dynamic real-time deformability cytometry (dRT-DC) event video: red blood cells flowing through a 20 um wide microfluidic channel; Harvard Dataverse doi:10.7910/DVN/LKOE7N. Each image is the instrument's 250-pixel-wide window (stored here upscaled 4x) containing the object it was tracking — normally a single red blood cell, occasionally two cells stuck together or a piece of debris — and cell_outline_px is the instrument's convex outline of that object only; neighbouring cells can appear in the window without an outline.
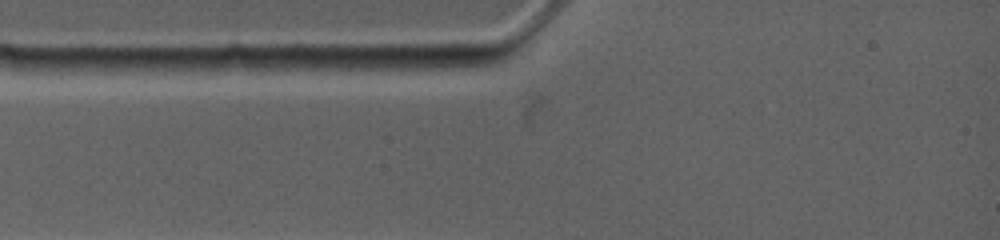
{"species": "common noctule bat (a hibernating species)", "species_latin": "Nyctalus noctula", "temperature_condition": "warm", "stored_images_in_passage": 3, "camera_frame_rate_fps": 4500, "um_per_image_px": 0.085, "animal": {"sex": "female", "body_mass_g": 19.0, "forearm_length_mm": 53.3}, "frame": {"image": 1, "passage_image": 1, "time_ms": 0.0, "image_size_px": [1000, 240], "cell_outline_px": [[488, 64], [464, 68], [368, 76], [360, 68], [368, 60], [384, 56], [476, 56]], "centroid_in_image_um": [35.5, 5.45], "position_along_channel_um": 49.5, "area_um2": 12.72}}